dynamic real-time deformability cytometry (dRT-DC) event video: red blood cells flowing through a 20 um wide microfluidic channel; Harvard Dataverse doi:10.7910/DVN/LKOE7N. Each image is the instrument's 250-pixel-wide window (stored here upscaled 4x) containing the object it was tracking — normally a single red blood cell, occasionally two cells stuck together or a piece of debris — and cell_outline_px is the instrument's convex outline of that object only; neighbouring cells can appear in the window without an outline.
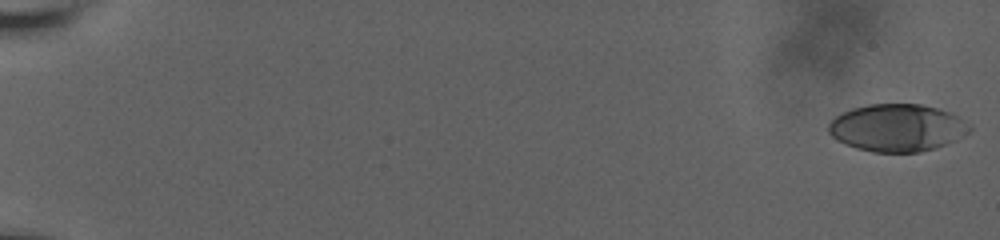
{"species": "human", "species_latin": "Homo sapiens", "temperature_condition": "room temperature", "stored_images_in_passage": 60, "camera_frame_rate_fps": 3000, "um_per_image_px": 0.085, "donor": {"sex": "male"}, "frame": {"image": 1, "passage_image": 1, "time_ms": 0.0, "image_size_px": [1000, 240], "cell_outline_px": [[972, 128], [964, 136], [956, 140], [920, 152], [872, 152], [856, 148], [836, 140], [828, 132], [828, 124], [836, 116], [852, 108], [868, 104], [920, 104], [952, 112], [972, 124]], "centroid_in_image_um": [76.28, 10.85], "position_along_channel_um": 8.7, "area_um2": 39.07}}
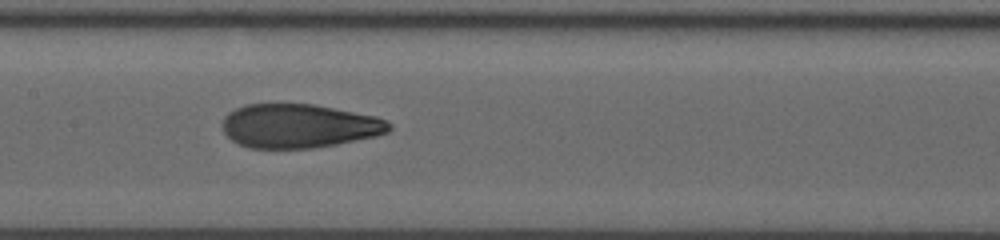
{"frame": {"image": 2, "passage_image": 33, "time_ms": 10.667, "image_size_px": [1000, 240], "cell_outline_px": [[392, 128], [388, 132], [376, 136], [336, 144], [312, 148], [252, 148], [240, 144], [232, 140], [224, 132], [224, 116], [228, 112], [244, 104], [312, 104], [376, 116], [388, 120], [392, 124]], "centroid_in_image_um": [25.44, 10.7], "position_along_channel_um": 182.0, "area_um2": 42.54}}
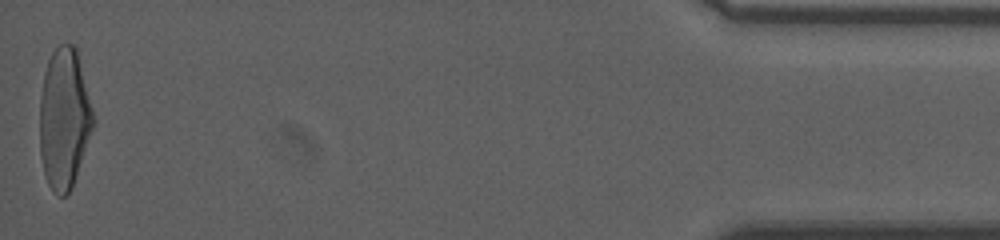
{"frame": {"image": 3, "passage_image": 60, "time_ms": 19.667, "image_size_px": [1000, 240], "cell_outline_px": [[92, 128], [72, 188], [64, 196], [56, 196], [52, 192], [48, 184], [44, 172], [40, 156], [40, 96], [44, 72], [48, 60], [52, 52], [60, 44], [76, 44], [92, 108]], "centroid_in_image_um": [5.43, 10.06], "position_along_channel_um": 429.8, "area_um2": 43.58}, "authors_computed_cell_mechanics": {"area_um2": 42.6564, "velocity_mm_per_s": 3.677, "shape_relaxation_time_tau1_ms": 5.82, "shape_relaxation_time_tau2_ms": 1.307, "deformation_change_tau1": 0.2351, "deformation_change_tau2": 0.0805}}